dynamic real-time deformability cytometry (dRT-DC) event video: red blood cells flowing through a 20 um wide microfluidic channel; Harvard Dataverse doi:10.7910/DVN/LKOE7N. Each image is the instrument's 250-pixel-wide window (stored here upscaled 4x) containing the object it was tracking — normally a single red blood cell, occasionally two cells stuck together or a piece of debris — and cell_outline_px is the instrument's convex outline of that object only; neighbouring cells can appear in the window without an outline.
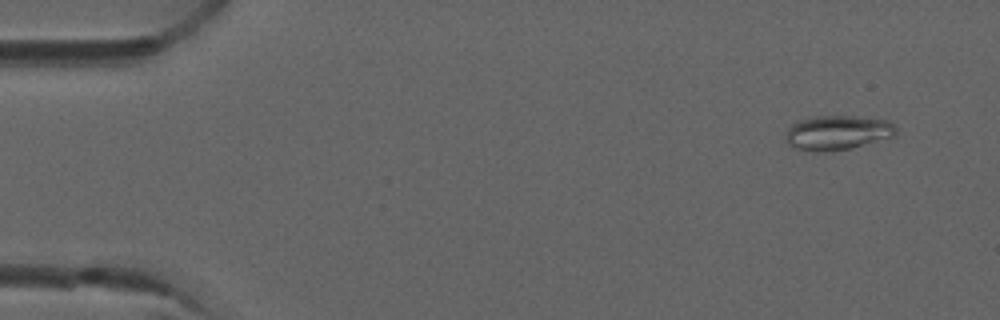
{"species": "common noctule bat (a hibernating species)", "species_latin": "Nyctalus noctula", "temperature_condition": "room temperature", "stored_images_in_passage": 3, "camera_frame_rate_fps": 3000, "um_per_image_px": 0.085, "animal": {"sex": "male", "forearm_length_mm": 52.5}, "frame": {"image": 1, "passage_image": 1, "time_ms": 0.0, "image_size_px": [1000, 320], "cell_outline_px": [[896, 136], [852, 148], [832, 152], [812, 152], [792, 148], [784, 140], [784, 136], [788, 128], [792, 124], [804, 116], [852, 116], [888, 120], [896, 128]], "centroid_in_image_um": [71.12, 11.29], "position_along_channel_um": 13.9, "area_um2": 22.83}}